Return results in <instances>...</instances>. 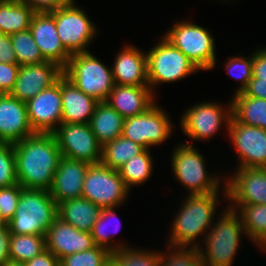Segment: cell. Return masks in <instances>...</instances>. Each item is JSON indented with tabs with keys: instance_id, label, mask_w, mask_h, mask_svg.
<instances>
[{
	"instance_id": "cell-1",
	"label": "cell",
	"mask_w": 266,
	"mask_h": 266,
	"mask_svg": "<svg viewBox=\"0 0 266 266\" xmlns=\"http://www.w3.org/2000/svg\"><path fill=\"white\" fill-rule=\"evenodd\" d=\"M13 147L18 184L49 191L62 157L53 133H34Z\"/></svg>"
},
{
	"instance_id": "cell-2",
	"label": "cell",
	"mask_w": 266,
	"mask_h": 266,
	"mask_svg": "<svg viewBox=\"0 0 266 266\" xmlns=\"http://www.w3.org/2000/svg\"><path fill=\"white\" fill-rule=\"evenodd\" d=\"M218 194H188L186 196L171 225L173 229H171L170 240H168L169 246L197 248L200 245L198 238L203 235L202 238L205 239L215 221L217 204H220Z\"/></svg>"
},
{
	"instance_id": "cell-3",
	"label": "cell",
	"mask_w": 266,
	"mask_h": 266,
	"mask_svg": "<svg viewBox=\"0 0 266 266\" xmlns=\"http://www.w3.org/2000/svg\"><path fill=\"white\" fill-rule=\"evenodd\" d=\"M197 248L204 266H232L245 230L241 216L226 206ZM204 244L206 247H204ZM203 245V247H201ZM205 250V251H204Z\"/></svg>"
},
{
	"instance_id": "cell-4",
	"label": "cell",
	"mask_w": 266,
	"mask_h": 266,
	"mask_svg": "<svg viewBox=\"0 0 266 266\" xmlns=\"http://www.w3.org/2000/svg\"><path fill=\"white\" fill-rule=\"evenodd\" d=\"M57 217V204L49 191L22 188L16 212L6 224L10 234L46 235Z\"/></svg>"
},
{
	"instance_id": "cell-5",
	"label": "cell",
	"mask_w": 266,
	"mask_h": 266,
	"mask_svg": "<svg viewBox=\"0 0 266 266\" xmlns=\"http://www.w3.org/2000/svg\"><path fill=\"white\" fill-rule=\"evenodd\" d=\"M63 75L98 102L106 101L115 85L112 68L101 62L92 52L72 54L63 69Z\"/></svg>"
},
{
	"instance_id": "cell-6",
	"label": "cell",
	"mask_w": 266,
	"mask_h": 266,
	"mask_svg": "<svg viewBox=\"0 0 266 266\" xmlns=\"http://www.w3.org/2000/svg\"><path fill=\"white\" fill-rule=\"evenodd\" d=\"M171 159L173 174L188 189L189 195L219 193L220 175L208 174L204 155L192 143L177 145Z\"/></svg>"
},
{
	"instance_id": "cell-7",
	"label": "cell",
	"mask_w": 266,
	"mask_h": 266,
	"mask_svg": "<svg viewBox=\"0 0 266 266\" xmlns=\"http://www.w3.org/2000/svg\"><path fill=\"white\" fill-rule=\"evenodd\" d=\"M153 46L147 55V78L149 87L154 88L161 83H170L192 75L199 68L177 49L164 36ZM154 87V88H153Z\"/></svg>"
},
{
	"instance_id": "cell-8",
	"label": "cell",
	"mask_w": 266,
	"mask_h": 266,
	"mask_svg": "<svg viewBox=\"0 0 266 266\" xmlns=\"http://www.w3.org/2000/svg\"><path fill=\"white\" fill-rule=\"evenodd\" d=\"M163 36L183 52L199 70L206 71L216 67L215 40L206 28L191 21H180Z\"/></svg>"
},
{
	"instance_id": "cell-9",
	"label": "cell",
	"mask_w": 266,
	"mask_h": 266,
	"mask_svg": "<svg viewBox=\"0 0 266 266\" xmlns=\"http://www.w3.org/2000/svg\"><path fill=\"white\" fill-rule=\"evenodd\" d=\"M75 0L50 12L55 18L57 33L64 48L72 55L89 52L88 45L97 34V27Z\"/></svg>"
},
{
	"instance_id": "cell-10",
	"label": "cell",
	"mask_w": 266,
	"mask_h": 266,
	"mask_svg": "<svg viewBox=\"0 0 266 266\" xmlns=\"http://www.w3.org/2000/svg\"><path fill=\"white\" fill-rule=\"evenodd\" d=\"M119 171L99 164H91L85 174L82 197L100 208L119 207L128 198Z\"/></svg>"
},
{
	"instance_id": "cell-11",
	"label": "cell",
	"mask_w": 266,
	"mask_h": 266,
	"mask_svg": "<svg viewBox=\"0 0 266 266\" xmlns=\"http://www.w3.org/2000/svg\"><path fill=\"white\" fill-rule=\"evenodd\" d=\"M171 119L157 103L146 112L124 119L122 136L136 142L144 149L163 144L172 133Z\"/></svg>"
},
{
	"instance_id": "cell-12",
	"label": "cell",
	"mask_w": 266,
	"mask_h": 266,
	"mask_svg": "<svg viewBox=\"0 0 266 266\" xmlns=\"http://www.w3.org/2000/svg\"><path fill=\"white\" fill-rule=\"evenodd\" d=\"M231 117L232 102L227 108L219 103L201 102L185 110L180 125L191 140L206 141L216 134L223 123L228 128Z\"/></svg>"
},
{
	"instance_id": "cell-13",
	"label": "cell",
	"mask_w": 266,
	"mask_h": 266,
	"mask_svg": "<svg viewBox=\"0 0 266 266\" xmlns=\"http://www.w3.org/2000/svg\"><path fill=\"white\" fill-rule=\"evenodd\" d=\"M53 135L63 157L89 164L101 162L102 145L96 139L89 123H61Z\"/></svg>"
},
{
	"instance_id": "cell-14",
	"label": "cell",
	"mask_w": 266,
	"mask_h": 266,
	"mask_svg": "<svg viewBox=\"0 0 266 266\" xmlns=\"http://www.w3.org/2000/svg\"><path fill=\"white\" fill-rule=\"evenodd\" d=\"M239 158L238 168H266V129L237 122L226 128Z\"/></svg>"
},
{
	"instance_id": "cell-15",
	"label": "cell",
	"mask_w": 266,
	"mask_h": 266,
	"mask_svg": "<svg viewBox=\"0 0 266 266\" xmlns=\"http://www.w3.org/2000/svg\"><path fill=\"white\" fill-rule=\"evenodd\" d=\"M34 133H53L62 123L61 78L26 102Z\"/></svg>"
},
{
	"instance_id": "cell-16",
	"label": "cell",
	"mask_w": 266,
	"mask_h": 266,
	"mask_svg": "<svg viewBox=\"0 0 266 266\" xmlns=\"http://www.w3.org/2000/svg\"><path fill=\"white\" fill-rule=\"evenodd\" d=\"M235 171L233 177L223 182L222 193L230 205L266 204V168H237Z\"/></svg>"
},
{
	"instance_id": "cell-17",
	"label": "cell",
	"mask_w": 266,
	"mask_h": 266,
	"mask_svg": "<svg viewBox=\"0 0 266 266\" xmlns=\"http://www.w3.org/2000/svg\"><path fill=\"white\" fill-rule=\"evenodd\" d=\"M63 76V68L51 61L22 65L10 95L27 102L39 92L56 83Z\"/></svg>"
},
{
	"instance_id": "cell-18",
	"label": "cell",
	"mask_w": 266,
	"mask_h": 266,
	"mask_svg": "<svg viewBox=\"0 0 266 266\" xmlns=\"http://www.w3.org/2000/svg\"><path fill=\"white\" fill-rule=\"evenodd\" d=\"M29 29L43 58L64 69L71 54L62 45L54 16L50 12H36L32 17Z\"/></svg>"
},
{
	"instance_id": "cell-19",
	"label": "cell",
	"mask_w": 266,
	"mask_h": 266,
	"mask_svg": "<svg viewBox=\"0 0 266 266\" xmlns=\"http://www.w3.org/2000/svg\"><path fill=\"white\" fill-rule=\"evenodd\" d=\"M45 243L46 250L53 253L59 260L95 246L91 232L80 231L58 217L47 230Z\"/></svg>"
},
{
	"instance_id": "cell-20",
	"label": "cell",
	"mask_w": 266,
	"mask_h": 266,
	"mask_svg": "<svg viewBox=\"0 0 266 266\" xmlns=\"http://www.w3.org/2000/svg\"><path fill=\"white\" fill-rule=\"evenodd\" d=\"M26 103L9 93L0 94V140L2 143H17L33 135Z\"/></svg>"
},
{
	"instance_id": "cell-21",
	"label": "cell",
	"mask_w": 266,
	"mask_h": 266,
	"mask_svg": "<svg viewBox=\"0 0 266 266\" xmlns=\"http://www.w3.org/2000/svg\"><path fill=\"white\" fill-rule=\"evenodd\" d=\"M90 165L81 160L61 157L49 190L57 205L66 200L82 197L83 182Z\"/></svg>"
},
{
	"instance_id": "cell-22",
	"label": "cell",
	"mask_w": 266,
	"mask_h": 266,
	"mask_svg": "<svg viewBox=\"0 0 266 266\" xmlns=\"http://www.w3.org/2000/svg\"><path fill=\"white\" fill-rule=\"evenodd\" d=\"M136 46L125 45L116 55L112 73L114 84L149 86L147 78V55Z\"/></svg>"
},
{
	"instance_id": "cell-23",
	"label": "cell",
	"mask_w": 266,
	"mask_h": 266,
	"mask_svg": "<svg viewBox=\"0 0 266 266\" xmlns=\"http://www.w3.org/2000/svg\"><path fill=\"white\" fill-rule=\"evenodd\" d=\"M155 94L149 86L115 84L106 102L124 118L146 112L156 103Z\"/></svg>"
},
{
	"instance_id": "cell-24",
	"label": "cell",
	"mask_w": 266,
	"mask_h": 266,
	"mask_svg": "<svg viewBox=\"0 0 266 266\" xmlns=\"http://www.w3.org/2000/svg\"><path fill=\"white\" fill-rule=\"evenodd\" d=\"M62 123L87 124L98 101L83 93L64 75L61 77Z\"/></svg>"
},
{
	"instance_id": "cell-25",
	"label": "cell",
	"mask_w": 266,
	"mask_h": 266,
	"mask_svg": "<svg viewBox=\"0 0 266 266\" xmlns=\"http://www.w3.org/2000/svg\"><path fill=\"white\" fill-rule=\"evenodd\" d=\"M102 208L84 197L66 200L57 205V215L65 223L84 232H91Z\"/></svg>"
},
{
	"instance_id": "cell-26",
	"label": "cell",
	"mask_w": 266,
	"mask_h": 266,
	"mask_svg": "<svg viewBox=\"0 0 266 266\" xmlns=\"http://www.w3.org/2000/svg\"><path fill=\"white\" fill-rule=\"evenodd\" d=\"M124 117L106 101L98 102L89 125L98 142L104 144L122 135Z\"/></svg>"
},
{
	"instance_id": "cell-27",
	"label": "cell",
	"mask_w": 266,
	"mask_h": 266,
	"mask_svg": "<svg viewBox=\"0 0 266 266\" xmlns=\"http://www.w3.org/2000/svg\"><path fill=\"white\" fill-rule=\"evenodd\" d=\"M35 13L21 0H0V33L11 35L29 29Z\"/></svg>"
},
{
	"instance_id": "cell-28",
	"label": "cell",
	"mask_w": 266,
	"mask_h": 266,
	"mask_svg": "<svg viewBox=\"0 0 266 266\" xmlns=\"http://www.w3.org/2000/svg\"><path fill=\"white\" fill-rule=\"evenodd\" d=\"M230 101L237 122L266 129V99L234 95Z\"/></svg>"
},
{
	"instance_id": "cell-29",
	"label": "cell",
	"mask_w": 266,
	"mask_h": 266,
	"mask_svg": "<svg viewBox=\"0 0 266 266\" xmlns=\"http://www.w3.org/2000/svg\"><path fill=\"white\" fill-rule=\"evenodd\" d=\"M144 148L132 140L120 136L102 146L101 164L118 170L133 156L140 154Z\"/></svg>"
},
{
	"instance_id": "cell-30",
	"label": "cell",
	"mask_w": 266,
	"mask_h": 266,
	"mask_svg": "<svg viewBox=\"0 0 266 266\" xmlns=\"http://www.w3.org/2000/svg\"><path fill=\"white\" fill-rule=\"evenodd\" d=\"M151 156L150 149H144L118 169L120 177L129 190L132 186L142 185L150 179L153 171V157Z\"/></svg>"
},
{
	"instance_id": "cell-31",
	"label": "cell",
	"mask_w": 266,
	"mask_h": 266,
	"mask_svg": "<svg viewBox=\"0 0 266 266\" xmlns=\"http://www.w3.org/2000/svg\"><path fill=\"white\" fill-rule=\"evenodd\" d=\"M227 207L241 216L245 235L253 243H256L266 233V204L229 205Z\"/></svg>"
},
{
	"instance_id": "cell-32",
	"label": "cell",
	"mask_w": 266,
	"mask_h": 266,
	"mask_svg": "<svg viewBox=\"0 0 266 266\" xmlns=\"http://www.w3.org/2000/svg\"><path fill=\"white\" fill-rule=\"evenodd\" d=\"M46 250L45 235L10 234V260L25 263Z\"/></svg>"
},
{
	"instance_id": "cell-33",
	"label": "cell",
	"mask_w": 266,
	"mask_h": 266,
	"mask_svg": "<svg viewBox=\"0 0 266 266\" xmlns=\"http://www.w3.org/2000/svg\"><path fill=\"white\" fill-rule=\"evenodd\" d=\"M117 208L118 207L103 208L101 213H100L99 218L94 223L92 231H91V235H92L94 244L97 246H101L103 248H106L111 253L129 246V245L125 246L124 244H122L120 242H117V243L115 241L112 242L113 241L112 240L113 235L110 234V232L108 231L109 229H107L108 226H110V224H111L110 222L112 219L114 220V218H115L116 219L115 222L116 221L119 222V220H118L119 218H117V214L115 213V209H117ZM113 224H115V223H113ZM117 226H118V228L116 227L117 230H114L116 232L120 228L119 224H117Z\"/></svg>"
},
{
	"instance_id": "cell-34",
	"label": "cell",
	"mask_w": 266,
	"mask_h": 266,
	"mask_svg": "<svg viewBox=\"0 0 266 266\" xmlns=\"http://www.w3.org/2000/svg\"><path fill=\"white\" fill-rule=\"evenodd\" d=\"M10 38L16 53L18 65L40 64L46 61L30 29L11 34Z\"/></svg>"
},
{
	"instance_id": "cell-35",
	"label": "cell",
	"mask_w": 266,
	"mask_h": 266,
	"mask_svg": "<svg viewBox=\"0 0 266 266\" xmlns=\"http://www.w3.org/2000/svg\"><path fill=\"white\" fill-rule=\"evenodd\" d=\"M161 252L126 247L115 251L111 259L118 266H160Z\"/></svg>"
},
{
	"instance_id": "cell-36",
	"label": "cell",
	"mask_w": 266,
	"mask_h": 266,
	"mask_svg": "<svg viewBox=\"0 0 266 266\" xmlns=\"http://www.w3.org/2000/svg\"><path fill=\"white\" fill-rule=\"evenodd\" d=\"M111 255L106 248L95 245L89 250L65 256L59 260V266H105Z\"/></svg>"
},
{
	"instance_id": "cell-37",
	"label": "cell",
	"mask_w": 266,
	"mask_h": 266,
	"mask_svg": "<svg viewBox=\"0 0 266 266\" xmlns=\"http://www.w3.org/2000/svg\"><path fill=\"white\" fill-rule=\"evenodd\" d=\"M168 248V251L161 253L160 266H204L198 248L172 246Z\"/></svg>"
},
{
	"instance_id": "cell-38",
	"label": "cell",
	"mask_w": 266,
	"mask_h": 266,
	"mask_svg": "<svg viewBox=\"0 0 266 266\" xmlns=\"http://www.w3.org/2000/svg\"><path fill=\"white\" fill-rule=\"evenodd\" d=\"M228 59L229 60L224 63L225 69L232 78L240 80V85L234 93V95H236L243 92L252 78L253 54H250L249 58L234 56L228 57Z\"/></svg>"
},
{
	"instance_id": "cell-39",
	"label": "cell",
	"mask_w": 266,
	"mask_h": 266,
	"mask_svg": "<svg viewBox=\"0 0 266 266\" xmlns=\"http://www.w3.org/2000/svg\"><path fill=\"white\" fill-rule=\"evenodd\" d=\"M18 184L14 147L10 143L0 144V188Z\"/></svg>"
},
{
	"instance_id": "cell-40",
	"label": "cell",
	"mask_w": 266,
	"mask_h": 266,
	"mask_svg": "<svg viewBox=\"0 0 266 266\" xmlns=\"http://www.w3.org/2000/svg\"><path fill=\"white\" fill-rule=\"evenodd\" d=\"M22 188L20 184L0 188V218L6 223L16 212Z\"/></svg>"
},
{
	"instance_id": "cell-41",
	"label": "cell",
	"mask_w": 266,
	"mask_h": 266,
	"mask_svg": "<svg viewBox=\"0 0 266 266\" xmlns=\"http://www.w3.org/2000/svg\"><path fill=\"white\" fill-rule=\"evenodd\" d=\"M20 65L0 63V94L10 93L17 79Z\"/></svg>"
},
{
	"instance_id": "cell-42",
	"label": "cell",
	"mask_w": 266,
	"mask_h": 266,
	"mask_svg": "<svg viewBox=\"0 0 266 266\" xmlns=\"http://www.w3.org/2000/svg\"><path fill=\"white\" fill-rule=\"evenodd\" d=\"M27 3L35 12H52L67 5L71 0H21Z\"/></svg>"
},
{
	"instance_id": "cell-43",
	"label": "cell",
	"mask_w": 266,
	"mask_h": 266,
	"mask_svg": "<svg viewBox=\"0 0 266 266\" xmlns=\"http://www.w3.org/2000/svg\"><path fill=\"white\" fill-rule=\"evenodd\" d=\"M0 63H17L10 35L0 33Z\"/></svg>"
},
{
	"instance_id": "cell-44",
	"label": "cell",
	"mask_w": 266,
	"mask_h": 266,
	"mask_svg": "<svg viewBox=\"0 0 266 266\" xmlns=\"http://www.w3.org/2000/svg\"><path fill=\"white\" fill-rule=\"evenodd\" d=\"M252 78L266 80V47L253 52Z\"/></svg>"
},
{
	"instance_id": "cell-45",
	"label": "cell",
	"mask_w": 266,
	"mask_h": 266,
	"mask_svg": "<svg viewBox=\"0 0 266 266\" xmlns=\"http://www.w3.org/2000/svg\"><path fill=\"white\" fill-rule=\"evenodd\" d=\"M236 95L266 99V80L251 78L243 92Z\"/></svg>"
},
{
	"instance_id": "cell-46",
	"label": "cell",
	"mask_w": 266,
	"mask_h": 266,
	"mask_svg": "<svg viewBox=\"0 0 266 266\" xmlns=\"http://www.w3.org/2000/svg\"><path fill=\"white\" fill-rule=\"evenodd\" d=\"M25 266H59V259L50 251L45 250L32 260L24 263Z\"/></svg>"
},
{
	"instance_id": "cell-47",
	"label": "cell",
	"mask_w": 266,
	"mask_h": 266,
	"mask_svg": "<svg viewBox=\"0 0 266 266\" xmlns=\"http://www.w3.org/2000/svg\"><path fill=\"white\" fill-rule=\"evenodd\" d=\"M10 232L7 224L0 229V266L4 265L9 257Z\"/></svg>"
},
{
	"instance_id": "cell-48",
	"label": "cell",
	"mask_w": 266,
	"mask_h": 266,
	"mask_svg": "<svg viewBox=\"0 0 266 266\" xmlns=\"http://www.w3.org/2000/svg\"><path fill=\"white\" fill-rule=\"evenodd\" d=\"M259 249H262L264 252H266V233L255 243Z\"/></svg>"
},
{
	"instance_id": "cell-49",
	"label": "cell",
	"mask_w": 266,
	"mask_h": 266,
	"mask_svg": "<svg viewBox=\"0 0 266 266\" xmlns=\"http://www.w3.org/2000/svg\"><path fill=\"white\" fill-rule=\"evenodd\" d=\"M2 266H25L24 263H20L18 261L8 260L4 265Z\"/></svg>"
},
{
	"instance_id": "cell-50",
	"label": "cell",
	"mask_w": 266,
	"mask_h": 266,
	"mask_svg": "<svg viewBox=\"0 0 266 266\" xmlns=\"http://www.w3.org/2000/svg\"><path fill=\"white\" fill-rule=\"evenodd\" d=\"M105 266H118L112 259Z\"/></svg>"
},
{
	"instance_id": "cell-51",
	"label": "cell",
	"mask_w": 266,
	"mask_h": 266,
	"mask_svg": "<svg viewBox=\"0 0 266 266\" xmlns=\"http://www.w3.org/2000/svg\"><path fill=\"white\" fill-rule=\"evenodd\" d=\"M6 225V222L0 218V229Z\"/></svg>"
}]
</instances>
